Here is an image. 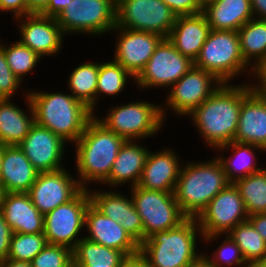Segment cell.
Wrapping results in <instances>:
<instances>
[{
    "label": "cell",
    "instance_id": "obj_36",
    "mask_svg": "<svg viewBox=\"0 0 266 267\" xmlns=\"http://www.w3.org/2000/svg\"><path fill=\"white\" fill-rule=\"evenodd\" d=\"M47 244L44 233H13L7 259L31 262Z\"/></svg>",
    "mask_w": 266,
    "mask_h": 267
},
{
    "label": "cell",
    "instance_id": "obj_4",
    "mask_svg": "<svg viewBox=\"0 0 266 267\" xmlns=\"http://www.w3.org/2000/svg\"><path fill=\"white\" fill-rule=\"evenodd\" d=\"M229 183L217 157L208 162L188 163L180 170L174 196L187 218H197Z\"/></svg>",
    "mask_w": 266,
    "mask_h": 267
},
{
    "label": "cell",
    "instance_id": "obj_19",
    "mask_svg": "<svg viewBox=\"0 0 266 267\" xmlns=\"http://www.w3.org/2000/svg\"><path fill=\"white\" fill-rule=\"evenodd\" d=\"M84 226L89 232L84 238L89 241L121 251L126 256L139 253L140 245L121 224L103 215L91 203L85 213Z\"/></svg>",
    "mask_w": 266,
    "mask_h": 267
},
{
    "label": "cell",
    "instance_id": "obj_37",
    "mask_svg": "<svg viewBox=\"0 0 266 267\" xmlns=\"http://www.w3.org/2000/svg\"><path fill=\"white\" fill-rule=\"evenodd\" d=\"M0 46L4 50V54L11 71L20 80L23 79V76L32 71V69H34L40 61L41 57L37 53L27 46L22 45L19 41L7 47L2 43Z\"/></svg>",
    "mask_w": 266,
    "mask_h": 267
},
{
    "label": "cell",
    "instance_id": "obj_32",
    "mask_svg": "<svg viewBox=\"0 0 266 267\" xmlns=\"http://www.w3.org/2000/svg\"><path fill=\"white\" fill-rule=\"evenodd\" d=\"M99 63H84L71 72L68 88L72 96L83 102L92 112L96 105Z\"/></svg>",
    "mask_w": 266,
    "mask_h": 267
},
{
    "label": "cell",
    "instance_id": "obj_21",
    "mask_svg": "<svg viewBox=\"0 0 266 267\" xmlns=\"http://www.w3.org/2000/svg\"><path fill=\"white\" fill-rule=\"evenodd\" d=\"M0 212L13 233H44V215L34 206L28 193H6Z\"/></svg>",
    "mask_w": 266,
    "mask_h": 267
},
{
    "label": "cell",
    "instance_id": "obj_49",
    "mask_svg": "<svg viewBox=\"0 0 266 267\" xmlns=\"http://www.w3.org/2000/svg\"><path fill=\"white\" fill-rule=\"evenodd\" d=\"M253 15L266 20V0H250Z\"/></svg>",
    "mask_w": 266,
    "mask_h": 267
},
{
    "label": "cell",
    "instance_id": "obj_56",
    "mask_svg": "<svg viewBox=\"0 0 266 267\" xmlns=\"http://www.w3.org/2000/svg\"><path fill=\"white\" fill-rule=\"evenodd\" d=\"M73 267H119V266H73Z\"/></svg>",
    "mask_w": 266,
    "mask_h": 267
},
{
    "label": "cell",
    "instance_id": "obj_55",
    "mask_svg": "<svg viewBox=\"0 0 266 267\" xmlns=\"http://www.w3.org/2000/svg\"><path fill=\"white\" fill-rule=\"evenodd\" d=\"M258 267H266V255L264 258L257 264Z\"/></svg>",
    "mask_w": 266,
    "mask_h": 267
},
{
    "label": "cell",
    "instance_id": "obj_38",
    "mask_svg": "<svg viewBox=\"0 0 266 267\" xmlns=\"http://www.w3.org/2000/svg\"><path fill=\"white\" fill-rule=\"evenodd\" d=\"M32 267H73V250L47 244L31 261Z\"/></svg>",
    "mask_w": 266,
    "mask_h": 267
},
{
    "label": "cell",
    "instance_id": "obj_2",
    "mask_svg": "<svg viewBox=\"0 0 266 267\" xmlns=\"http://www.w3.org/2000/svg\"><path fill=\"white\" fill-rule=\"evenodd\" d=\"M125 141L123 137L108 130L96 116L87 123L83 134L75 142V161L80 178L76 179L83 189L90 181L103 183L109 177Z\"/></svg>",
    "mask_w": 266,
    "mask_h": 267
},
{
    "label": "cell",
    "instance_id": "obj_30",
    "mask_svg": "<svg viewBox=\"0 0 266 267\" xmlns=\"http://www.w3.org/2000/svg\"><path fill=\"white\" fill-rule=\"evenodd\" d=\"M126 255L82 238L73 249V266H120Z\"/></svg>",
    "mask_w": 266,
    "mask_h": 267
},
{
    "label": "cell",
    "instance_id": "obj_27",
    "mask_svg": "<svg viewBox=\"0 0 266 267\" xmlns=\"http://www.w3.org/2000/svg\"><path fill=\"white\" fill-rule=\"evenodd\" d=\"M133 140H126L121 146L113 163L109 177L104 181L110 187L132 182V187L137 186L143 168L145 167L149 149L141 147Z\"/></svg>",
    "mask_w": 266,
    "mask_h": 267
},
{
    "label": "cell",
    "instance_id": "obj_5",
    "mask_svg": "<svg viewBox=\"0 0 266 267\" xmlns=\"http://www.w3.org/2000/svg\"><path fill=\"white\" fill-rule=\"evenodd\" d=\"M196 232H201L197 219L186 218L178 226L145 239L139 253L149 267H187L203 256L196 254Z\"/></svg>",
    "mask_w": 266,
    "mask_h": 267
},
{
    "label": "cell",
    "instance_id": "obj_40",
    "mask_svg": "<svg viewBox=\"0 0 266 267\" xmlns=\"http://www.w3.org/2000/svg\"><path fill=\"white\" fill-rule=\"evenodd\" d=\"M21 80L11 71L0 46V99H9L19 88Z\"/></svg>",
    "mask_w": 266,
    "mask_h": 267
},
{
    "label": "cell",
    "instance_id": "obj_48",
    "mask_svg": "<svg viewBox=\"0 0 266 267\" xmlns=\"http://www.w3.org/2000/svg\"><path fill=\"white\" fill-rule=\"evenodd\" d=\"M119 267H149V265L146 259L140 253H137L132 256H126Z\"/></svg>",
    "mask_w": 266,
    "mask_h": 267
},
{
    "label": "cell",
    "instance_id": "obj_44",
    "mask_svg": "<svg viewBox=\"0 0 266 267\" xmlns=\"http://www.w3.org/2000/svg\"><path fill=\"white\" fill-rule=\"evenodd\" d=\"M0 11L14 12V17L22 20L26 16L25 0H0Z\"/></svg>",
    "mask_w": 266,
    "mask_h": 267
},
{
    "label": "cell",
    "instance_id": "obj_14",
    "mask_svg": "<svg viewBox=\"0 0 266 267\" xmlns=\"http://www.w3.org/2000/svg\"><path fill=\"white\" fill-rule=\"evenodd\" d=\"M222 84L211 72L193 65L185 75L171 86L170 93L166 98L168 100L167 104L174 113L187 116ZM212 85H215V88Z\"/></svg>",
    "mask_w": 266,
    "mask_h": 267
},
{
    "label": "cell",
    "instance_id": "obj_12",
    "mask_svg": "<svg viewBox=\"0 0 266 267\" xmlns=\"http://www.w3.org/2000/svg\"><path fill=\"white\" fill-rule=\"evenodd\" d=\"M88 190L87 187L82 189L72 200L44 215V235L49 244L73 250L84 238L79 239L77 236L84 227L85 213L91 203Z\"/></svg>",
    "mask_w": 266,
    "mask_h": 267
},
{
    "label": "cell",
    "instance_id": "obj_28",
    "mask_svg": "<svg viewBox=\"0 0 266 267\" xmlns=\"http://www.w3.org/2000/svg\"><path fill=\"white\" fill-rule=\"evenodd\" d=\"M26 96L30 117L11 99H0V143L4 146H18L35 123L33 108L28 94Z\"/></svg>",
    "mask_w": 266,
    "mask_h": 267
},
{
    "label": "cell",
    "instance_id": "obj_46",
    "mask_svg": "<svg viewBox=\"0 0 266 267\" xmlns=\"http://www.w3.org/2000/svg\"><path fill=\"white\" fill-rule=\"evenodd\" d=\"M248 220L266 242V213L250 215Z\"/></svg>",
    "mask_w": 266,
    "mask_h": 267
},
{
    "label": "cell",
    "instance_id": "obj_25",
    "mask_svg": "<svg viewBox=\"0 0 266 267\" xmlns=\"http://www.w3.org/2000/svg\"><path fill=\"white\" fill-rule=\"evenodd\" d=\"M38 173L19 146H4L0 182L6 193H28Z\"/></svg>",
    "mask_w": 266,
    "mask_h": 267
},
{
    "label": "cell",
    "instance_id": "obj_1",
    "mask_svg": "<svg viewBox=\"0 0 266 267\" xmlns=\"http://www.w3.org/2000/svg\"><path fill=\"white\" fill-rule=\"evenodd\" d=\"M251 91L250 84L223 83L189 114L206 144L216 149L234 141L242 101Z\"/></svg>",
    "mask_w": 266,
    "mask_h": 267
},
{
    "label": "cell",
    "instance_id": "obj_45",
    "mask_svg": "<svg viewBox=\"0 0 266 267\" xmlns=\"http://www.w3.org/2000/svg\"><path fill=\"white\" fill-rule=\"evenodd\" d=\"M71 0H50L48 7L40 14L56 18Z\"/></svg>",
    "mask_w": 266,
    "mask_h": 267
},
{
    "label": "cell",
    "instance_id": "obj_34",
    "mask_svg": "<svg viewBox=\"0 0 266 267\" xmlns=\"http://www.w3.org/2000/svg\"><path fill=\"white\" fill-rule=\"evenodd\" d=\"M248 215L266 213V169L234 182Z\"/></svg>",
    "mask_w": 266,
    "mask_h": 267
},
{
    "label": "cell",
    "instance_id": "obj_16",
    "mask_svg": "<svg viewBox=\"0 0 266 267\" xmlns=\"http://www.w3.org/2000/svg\"><path fill=\"white\" fill-rule=\"evenodd\" d=\"M113 30L119 31L120 35L117 38L113 59L136 78L164 38L153 32L129 30L117 26Z\"/></svg>",
    "mask_w": 266,
    "mask_h": 267
},
{
    "label": "cell",
    "instance_id": "obj_41",
    "mask_svg": "<svg viewBox=\"0 0 266 267\" xmlns=\"http://www.w3.org/2000/svg\"><path fill=\"white\" fill-rule=\"evenodd\" d=\"M177 16L196 15L203 8L196 0H162Z\"/></svg>",
    "mask_w": 266,
    "mask_h": 267
},
{
    "label": "cell",
    "instance_id": "obj_24",
    "mask_svg": "<svg viewBox=\"0 0 266 267\" xmlns=\"http://www.w3.org/2000/svg\"><path fill=\"white\" fill-rule=\"evenodd\" d=\"M210 30L203 13L177 16L168 40L182 55L194 62L200 54Z\"/></svg>",
    "mask_w": 266,
    "mask_h": 267
},
{
    "label": "cell",
    "instance_id": "obj_29",
    "mask_svg": "<svg viewBox=\"0 0 266 267\" xmlns=\"http://www.w3.org/2000/svg\"><path fill=\"white\" fill-rule=\"evenodd\" d=\"M229 147L232 148L235 152V160L232 157L230 159H226L221 156L217 157V159H219V161L221 162L226 174V178L230 183H234L238 179L262 170V168H257L256 163L253 162L254 158L256 159V157L253 153L255 151L252 150V148H255L258 150L260 149L261 151L263 150L264 152V149L262 147L253 144L232 141L229 144L218 147L217 149L226 150ZM250 158L253 160H251Z\"/></svg>",
    "mask_w": 266,
    "mask_h": 267
},
{
    "label": "cell",
    "instance_id": "obj_8",
    "mask_svg": "<svg viewBox=\"0 0 266 267\" xmlns=\"http://www.w3.org/2000/svg\"><path fill=\"white\" fill-rule=\"evenodd\" d=\"M116 3L117 0H71L56 21L64 35H102L116 27Z\"/></svg>",
    "mask_w": 266,
    "mask_h": 267
},
{
    "label": "cell",
    "instance_id": "obj_26",
    "mask_svg": "<svg viewBox=\"0 0 266 267\" xmlns=\"http://www.w3.org/2000/svg\"><path fill=\"white\" fill-rule=\"evenodd\" d=\"M202 13L211 30L238 31L255 18L250 0H212Z\"/></svg>",
    "mask_w": 266,
    "mask_h": 267
},
{
    "label": "cell",
    "instance_id": "obj_17",
    "mask_svg": "<svg viewBox=\"0 0 266 267\" xmlns=\"http://www.w3.org/2000/svg\"><path fill=\"white\" fill-rule=\"evenodd\" d=\"M65 143L61 137L51 130L34 123L18 146L40 173L63 169L61 160L64 157Z\"/></svg>",
    "mask_w": 266,
    "mask_h": 267
},
{
    "label": "cell",
    "instance_id": "obj_33",
    "mask_svg": "<svg viewBox=\"0 0 266 267\" xmlns=\"http://www.w3.org/2000/svg\"><path fill=\"white\" fill-rule=\"evenodd\" d=\"M228 235L240 248L249 266L257 265L266 255V242L249 220L236 225Z\"/></svg>",
    "mask_w": 266,
    "mask_h": 267
},
{
    "label": "cell",
    "instance_id": "obj_7",
    "mask_svg": "<svg viewBox=\"0 0 266 267\" xmlns=\"http://www.w3.org/2000/svg\"><path fill=\"white\" fill-rule=\"evenodd\" d=\"M108 112L107 117L102 120L97 118L98 121L125 140L133 141L158 132L166 116L160 105L158 107L146 101L123 104Z\"/></svg>",
    "mask_w": 266,
    "mask_h": 267
},
{
    "label": "cell",
    "instance_id": "obj_51",
    "mask_svg": "<svg viewBox=\"0 0 266 267\" xmlns=\"http://www.w3.org/2000/svg\"><path fill=\"white\" fill-rule=\"evenodd\" d=\"M204 255L205 254H203L202 257H200L197 261L188 265L187 267H209L208 262L205 259Z\"/></svg>",
    "mask_w": 266,
    "mask_h": 267
},
{
    "label": "cell",
    "instance_id": "obj_47",
    "mask_svg": "<svg viewBox=\"0 0 266 267\" xmlns=\"http://www.w3.org/2000/svg\"><path fill=\"white\" fill-rule=\"evenodd\" d=\"M50 0H25L26 15L41 14L49 4Z\"/></svg>",
    "mask_w": 266,
    "mask_h": 267
},
{
    "label": "cell",
    "instance_id": "obj_42",
    "mask_svg": "<svg viewBox=\"0 0 266 267\" xmlns=\"http://www.w3.org/2000/svg\"><path fill=\"white\" fill-rule=\"evenodd\" d=\"M253 73L255 78L257 77L260 81H257L258 84L251 85V90L261 96L266 98V58L256 64L253 68Z\"/></svg>",
    "mask_w": 266,
    "mask_h": 267
},
{
    "label": "cell",
    "instance_id": "obj_13",
    "mask_svg": "<svg viewBox=\"0 0 266 267\" xmlns=\"http://www.w3.org/2000/svg\"><path fill=\"white\" fill-rule=\"evenodd\" d=\"M194 65V62L182 55L174 45L164 38L144 69L134 79L138 87H171Z\"/></svg>",
    "mask_w": 266,
    "mask_h": 267
},
{
    "label": "cell",
    "instance_id": "obj_22",
    "mask_svg": "<svg viewBox=\"0 0 266 267\" xmlns=\"http://www.w3.org/2000/svg\"><path fill=\"white\" fill-rule=\"evenodd\" d=\"M176 156L178 157L170 149L157 153L149 151L137 186L149 190L174 192L181 170Z\"/></svg>",
    "mask_w": 266,
    "mask_h": 267
},
{
    "label": "cell",
    "instance_id": "obj_15",
    "mask_svg": "<svg viewBox=\"0 0 266 267\" xmlns=\"http://www.w3.org/2000/svg\"><path fill=\"white\" fill-rule=\"evenodd\" d=\"M65 168L38 173L28 194L38 211L45 215L72 200L83 188Z\"/></svg>",
    "mask_w": 266,
    "mask_h": 267
},
{
    "label": "cell",
    "instance_id": "obj_43",
    "mask_svg": "<svg viewBox=\"0 0 266 267\" xmlns=\"http://www.w3.org/2000/svg\"><path fill=\"white\" fill-rule=\"evenodd\" d=\"M12 230L7 224L3 214L0 212V260L7 259L9 256L10 241Z\"/></svg>",
    "mask_w": 266,
    "mask_h": 267
},
{
    "label": "cell",
    "instance_id": "obj_50",
    "mask_svg": "<svg viewBox=\"0 0 266 267\" xmlns=\"http://www.w3.org/2000/svg\"><path fill=\"white\" fill-rule=\"evenodd\" d=\"M0 267H32L31 262L12 259L1 260Z\"/></svg>",
    "mask_w": 266,
    "mask_h": 267
},
{
    "label": "cell",
    "instance_id": "obj_3",
    "mask_svg": "<svg viewBox=\"0 0 266 267\" xmlns=\"http://www.w3.org/2000/svg\"><path fill=\"white\" fill-rule=\"evenodd\" d=\"M35 124L51 130L65 142H75L83 134L87 123L95 116L83 102L71 94L28 93Z\"/></svg>",
    "mask_w": 266,
    "mask_h": 267
},
{
    "label": "cell",
    "instance_id": "obj_35",
    "mask_svg": "<svg viewBox=\"0 0 266 267\" xmlns=\"http://www.w3.org/2000/svg\"><path fill=\"white\" fill-rule=\"evenodd\" d=\"M135 79L125 68L116 61L103 62L99 64V73L97 78V96L102 93L113 96L123 91L127 78Z\"/></svg>",
    "mask_w": 266,
    "mask_h": 267
},
{
    "label": "cell",
    "instance_id": "obj_53",
    "mask_svg": "<svg viewBox=\"0 0 266 267\" xmlns=\"http://www.w3.org/2000/svg\"><path fill=\"white\" fill-rule=\"evenodd\" d=\"M212 0H196V2L204 8L207 4H209Z\"/></svg>",
    "mask_w": 266,
    "mask_h": 267
},
{
    "label": "cell",
    "instance_id": "obj_54",
    "mask_svg": "<svg viewBox=\"0 0 266 267\" xmlns=\"http://www.w3.org/2000/svg\"><path fill=\"white\" fill-rule=\"evenodd\" d=\"M4 145L0 143V179H1V165H2V152Z\"/></svg>",
    "mask_w": 266,
    "mask_h": 267
},
{
    "label": "cell",
    "instance_id": "obj_6",
    "mask_svg": "<svg viewBox=\"0 0 266 267\" xmlns=\"http://www.w3.org/2000/svg\"><path fill=\"white\" fill-rule=\"evenodd\" d=\"M194 66L211 72L222 83H230L234 76L247 70L249 65L242 56L238 32L210 30Z\"/></svg>",
    "mask_w": 266,
    "mask_h": 267
},
{
    "label": "cell",
    "instance_id": "obj_31",
    "mask_svg": "<svg viewBox=\"0 0 266 267\" xmlns=\"http://www.w3.org/2000/svg\"><path fill=\"white\" fill-rule=\"evenodd\" d=\"M240 49L245 62L255 59L254 67L266 58V20L253 18L245 23L238 31ZM257 58V59H256ZM252 59V60H250Z\"/></svg>",
    "mask_w": 266,
    "mask_h": 267
},
{
    "label": "cell",
    "instance_id": "obj_18",
    "mask_svg": "<svg viewBox=\"0 0 266 267\" xmlns=\"http://www.w3.org/2000/svg\"><path fill=\"white\" fill-rule=\"evenodd\" d=\"M26 20H20L19 41L27 46L40 57L55 55L62 46L64 33L54 17H46L40 14H30L25 16Z\"/></svg>",
    "mask_w": 266,
    "mask_h": 267
},
{
    "label": "cell",
    "instance_id": "obj_23",
    "mask_svg": "<svg viewBox=\"0 0 266 267\" xmlns=\"http://www.w3.org/2000/svg\"><path fill=\"white\" fill-rule=\"evenodd\" d=\"M234 141L266 151V98L251 91L242 101Z\"/></svg>",
    "mask_w": 266,
    "mask_h": 267
},
{
    "label": "cell",
    "instance_id": "obj_39",
    "mask_svg": "<svg viewBox=\"0 0 266 267\" xmlns=\"http://www.w3.org/2000/svg\"><path fill=\"white\" fill-rule=\"evenodd\" d=\"M226 239L223 241V244L215 250V254H213V258L205 255V259L208 262L209 267H223L225 264L227 266L233 265H241L244 264L243 267H249V265L244 260L240 248L237 244L231 239V237L226 234ZM218 250V251H217ZM211 258V259H210Z\"/></svg>",
    "mask_w": 266,
    "mask_h": 267
},
{
    "label": "cell",
    "instance_id": "obj_10",
    "mask_svg": "<svg viewBox=\"0 0 266 267\" xmlns=\"http://www.w3.org/2000/svg\"><path fill=\"white\" fill-rule=\"evenodd\" d=\"M135 209L143 222L144 240L155 232L181 224L187 217L182 213L174 192L149 190L135 186L131 190Z\"/></svg>",
    "mask_w": 266,
    "mask_h": 267
},
{
    "label": "cell",
    "instance_id": "obj_20",
    "mask_svg": "<svg viewBox=\"0 0 266 267\" xmlns=\"http://www.w3.org/2000/svg\"><path fill=\"white\" fill-rule=\"evenodd\" d=\"M89 195L91 204L98 211L115 222H119L139 245L144 241L143 222L130 196L128 198L114 191L91 193L90 190Z\"/></svg>",
    "mask_w": 266,
    "mask_h": 267
},
{
    "label": "cell",
    "instance_id": "obj_9",
    "mask_svg": "<svg viewBox=\"0 0 266 267\" xmlns=\"http://www.w3.org/2000/svg\"><path fill=\"white\" fill-rule=\"evenodd\" d=\"M248 213L239 190L229 183L196 218L202 239L207 242L228 234L236 225L248 220Z\"/></svg>",
    "mask_w": 266,
    "mask_h": 267
},
{
    "label": "cell",
    "instance_id": "obj_11",
    "mask_svg": "<svg viewBox=\"0 0 266 267\" xmlns=\"http://www.w3.org/2000/svg\"><path fill=\"white\" fill-rule=\"evenodd\" d=\"M177 15L162 0H117L116 26L168 38Z\"/></svg>",
    "mask_w": 266,
    "mask_h": 267
},
{
    "label": "cell",
    "instance_id": "obj_52",
    "mask_svg": "<svg viewBox=\"0 0 266 267\" xmlns=\"http://www.w3.org/2000/svg\"><path fill=\"white\" fill-rule=\"evenodd\" d=\"M5 194H6V191H5L4 187H3V184L0 182V206H1V203L3 202V200H4Z\"/></svg>",
    "mask_w": 266,
    "mask_h": 267
}]
</instances>
